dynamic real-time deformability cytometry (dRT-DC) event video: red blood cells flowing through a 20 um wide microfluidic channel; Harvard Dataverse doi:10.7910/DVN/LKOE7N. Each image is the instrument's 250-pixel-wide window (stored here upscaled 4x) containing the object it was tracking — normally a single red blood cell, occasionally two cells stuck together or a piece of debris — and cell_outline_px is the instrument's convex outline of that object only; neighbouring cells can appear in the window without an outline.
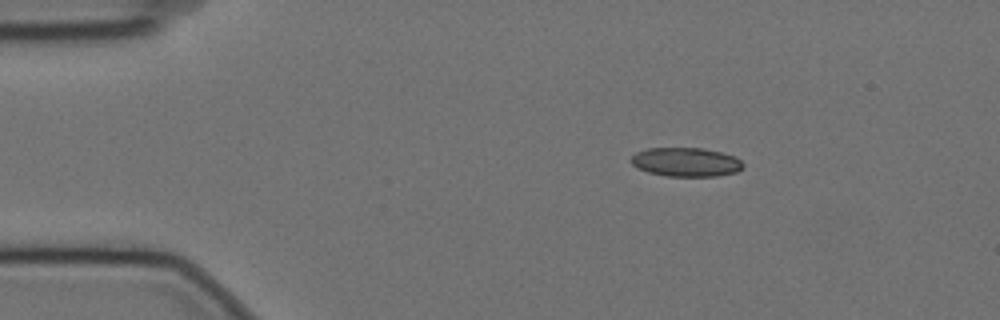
{"species": "Egyptian fruit bat (a non-hibernating species)", "species_latin": "Rousettus aegyptiacus", "temperature_condition": "cold", "stored_images_in_passage": 48, "camera_frame_rate_fps": 3000, "um_per_image_px": 0.085, "animal": {"sex": "female"}, "frame": {"image": 1, "passage_image": 1, "time_ms": 0.0, "image_size_px": [1000, 320], "cell_outline_px": [[744, 168], [736, 172], [716, 176], [668, 176], [648, 172], [632, 164], [632, 156], [636, 152], [648, 148], [704, 148], [736, 156], [744, 164]], "centroid_in_image_um": [58.35, 13.77], "position_along_channel_um": 26.6, "area_um2": 18.84}}
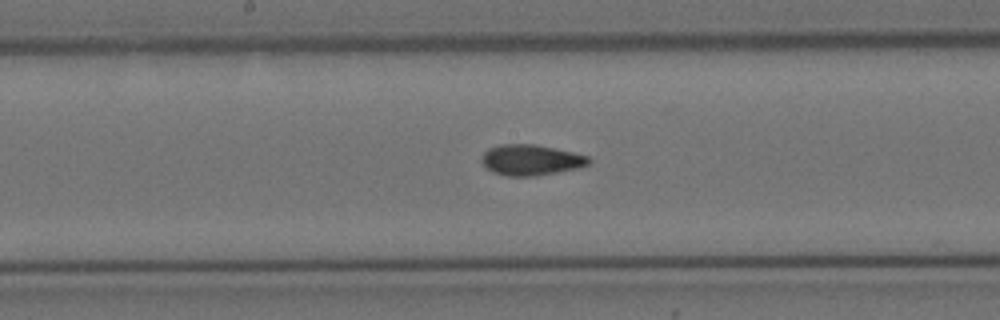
{"frame": {"image": 2, "passage_image": 21, "time_ms": 6.667, "image_size_px": [1000, 320], "cell_outline_px": [[592, 160], [588, 164], [580, 168], [536, 176], [508, 176], [492, 172], [480, 160], [480, 156], [488, 148], [500, 144], [536, 144], [572, 152], [588, 156]], "centroid_in_image_um": [45.12, 13.59], "position_along_channel_um": 203.1, "area_um2": 19.31}}
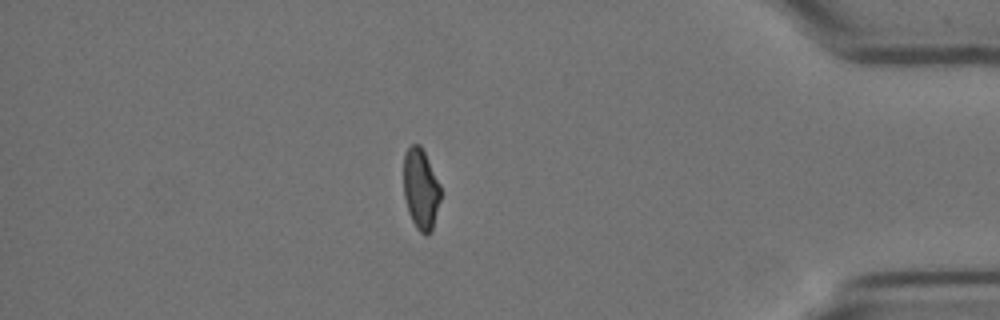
{"frame": {"image": 3, "passage_image": 41, "time_ms": 13.333, "image_size_px": [1000, 320], "cell_outline_px": [[440, 200], [432, 232], [424, 236], [416, 228], [408, 212], [404, 196], [404, 152], [412, 144], [420, 144], [440, 184]], "centroid_in_image_um": [35.76, 16.09], "position_along_channel_um": 399.4, "area_um2": 17.46}, "authors_computed_cell_mechanics": {"area_um2": 18.9006, "velocity_mm_per_s": 3.5297, "shape_relaxation_time_tau1_ms": null, "shape_relaxation_time_tau2_ms": 1.9443, "deformation_change_tau1": null, "deformation_change_tau2": 0.0717}}